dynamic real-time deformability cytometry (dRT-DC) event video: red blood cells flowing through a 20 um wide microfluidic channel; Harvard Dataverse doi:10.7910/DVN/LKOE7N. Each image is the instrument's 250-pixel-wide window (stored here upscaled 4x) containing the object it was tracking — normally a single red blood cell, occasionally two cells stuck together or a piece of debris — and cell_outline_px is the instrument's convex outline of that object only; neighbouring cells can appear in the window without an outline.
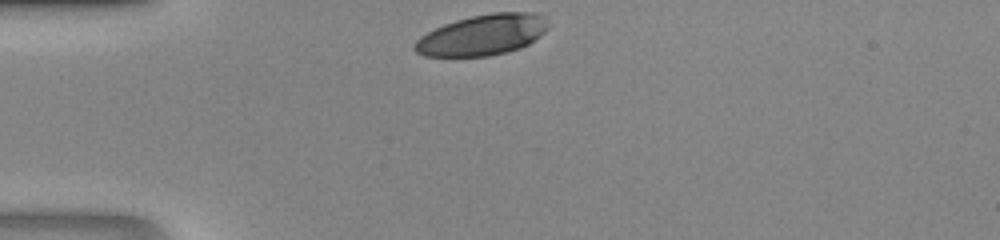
{"species": "human", "species_latin": "Homo sapiens", "temperature_condition": "room temperature", "stored_images_in_passage": 26, "camera_frame_rate_fps": 3000, "um_per_image_px": 0.085, "donor": {"sex": "male"}, "frame": {"image": 1, "passage_image": 1, "time_ms": 0.0, "image_size_px": [1000, 240], "cell_outline_px": [[548, 28], [540, 36], [528, 44], [520, 48], [488, 56], [424, 56], [416, 52], [412, 48], [412, 44], [420, 36], [444, 24], [456, 20], [472, 16], [492, 12], [536, 12], [544, 16], [548, 24]], "centroid_in_image_um": [41.0, 2.96], "position_along_channel_um": 44.0, "area_um2": 31.73}}
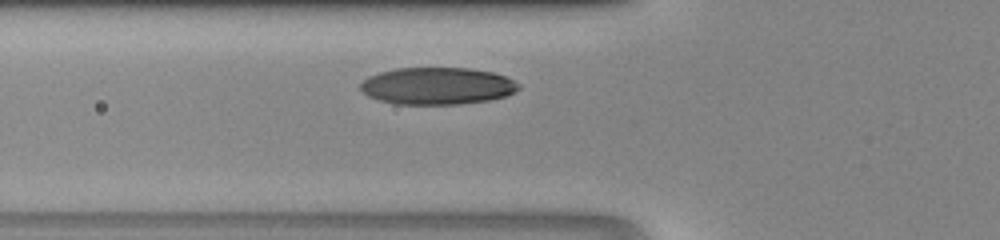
{"frame": {"image": 2, "passage_image": 6, "time_ms": 1.667, "image_size_px": [1000, 240], "cell_outline_px": [[520, 88], [504, 96], [488, 100], [460, 104], [396, 104], [380, 100], [368, 96], [360, 88], [360, 84], [368, 76], [380, 72], [396, 68], [468, 68], [492, 72], [504, 76], [520, 84]], "centroid_in_image_um": [37.14, 7.3], "position_along_channel_um": 88.7, "area_um2": 33.99}}
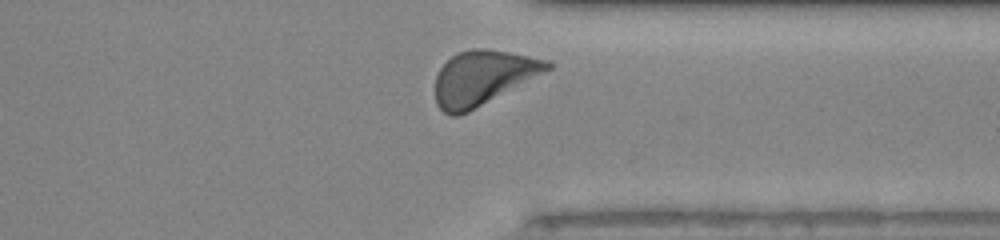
{"frame": {"image": 3, "passage_image": 25, "time_ms": 8.0, "image_size_px": [1000, 240], "cell_outline_px": [[552, 68], [468, 112], [456, 116], [452, 116], [444, 112], [436, 104], [436, 76], [440, 68], [452, 56], [460, 52], [472, 48], [488, 48], [548, 60], [552, 64]], "centroid_in_image_um": [41.02, 6.6], "position_along_channel_um": 370.4, "area_um2": 35.03}}